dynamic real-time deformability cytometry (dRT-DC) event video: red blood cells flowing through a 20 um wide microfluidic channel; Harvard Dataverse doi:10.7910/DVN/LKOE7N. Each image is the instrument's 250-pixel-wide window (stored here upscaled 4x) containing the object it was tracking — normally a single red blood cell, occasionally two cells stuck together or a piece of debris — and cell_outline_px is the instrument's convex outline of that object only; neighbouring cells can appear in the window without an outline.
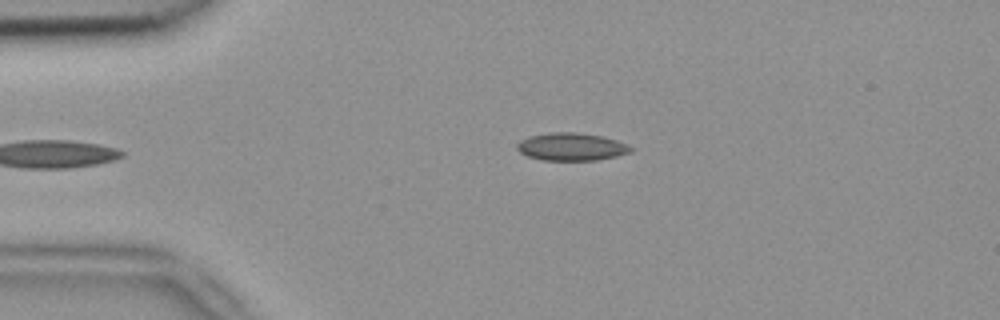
{"species": "common noctule bat (a hibernating species)", "species_latin": "Nyctalus noctula", "temperature_condition": "room temperature", "stored_images_in_passage": 4, "camera_frame_rate_fps": 3000, "um_per_image_px": 0.085, "animal": {"sex": "female", "body_mass_g": 18.4}, "frame": {"image": 1, "passage_image": 4, "time_ms": 1.0, "image_size_px": [1000, 320], "cell_outline_px": [[636, 148], [632, 152], [616, 156], [596, 160], [544, 160], [528, 156], [520, 152], [516, 148], [516, 144], [520, 140], [528, 136], [548, 132], [576, 132], [600, 136], [616, 140], [628, 144]], "centroid_in_image_um": [48.58, 12.47], "position_along_channel_um": 36.4, "area_um2": 18.5}}